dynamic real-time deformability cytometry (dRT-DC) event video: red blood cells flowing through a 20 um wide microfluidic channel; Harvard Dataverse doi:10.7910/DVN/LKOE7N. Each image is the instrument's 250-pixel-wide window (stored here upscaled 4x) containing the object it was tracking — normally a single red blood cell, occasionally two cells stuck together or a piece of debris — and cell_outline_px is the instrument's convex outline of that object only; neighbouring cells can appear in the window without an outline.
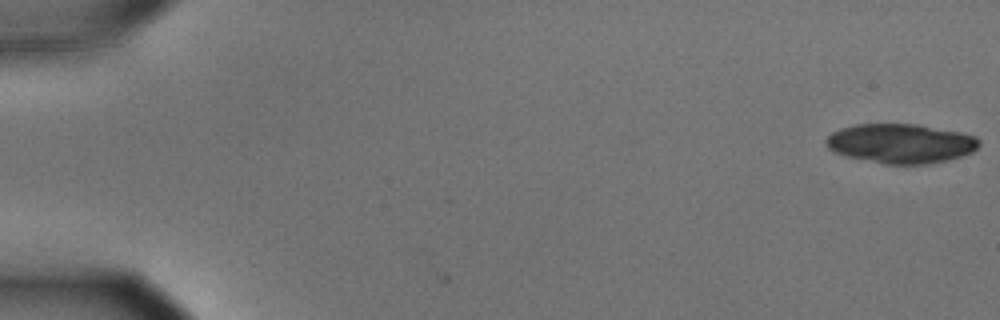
{"species": "common noctule bat (a hibernating species)", "species_latin": "Nyctalus noctula", "temperature_condition": "cold", "stored_images_in_passage": 2, "camera_frame_rate_fps": 3000, "um_per_image_px": 0.085, "animal": {"sex": "male", "body_mass_g": 15.6}, "frame": {"image": 1, "passage_image": 2, "time_ms": 0.333, "image_size_px": [1000, 320], "cell_outline_px": [[980, 144], [972, 152], [948, 160], [928, 164], [888, 164], [848, 156], [832, 152], [828, 148], [824, 140], [832, 132], [840, 128], [856, 124], [920, 124], [960, 132], [976, 136], [980, 140]], "centroid_in_image_um": [76.57, 12.18], "position_along_channel_um": 8.4, "area_um2": 35.2}}